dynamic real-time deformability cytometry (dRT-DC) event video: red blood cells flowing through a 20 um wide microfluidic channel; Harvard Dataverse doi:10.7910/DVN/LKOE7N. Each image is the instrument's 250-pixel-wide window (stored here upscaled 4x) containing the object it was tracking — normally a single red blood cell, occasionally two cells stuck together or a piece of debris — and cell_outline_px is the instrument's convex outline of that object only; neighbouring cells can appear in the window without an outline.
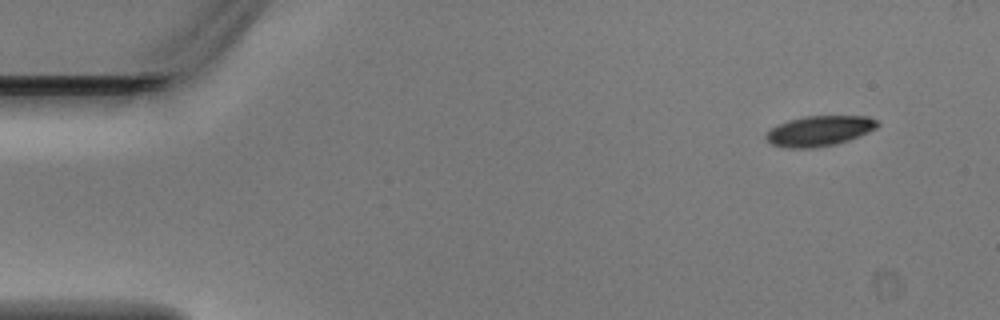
{"species": "Egyptian fruit bat (a non-hibernating species)", "species_latin": "Rousettus aegyptiacus", "temperature_condition": "warm", "stored_images_in_passage": 5, "camera_frame_rate_fps": 3000, "um_per_image_px": 0.085, "animal": {"sex": "male"}, "frame": {"image": 1, "passage_image": 1, "time_ms": 0.0, "image_size_px": [1000, 320], "cell_outline_px": [[880, 124], [876, 128], [868, 132], [848, 140], [836, 144], [816, 148], [788, 148], [772, 144], [764, 136], [776, 124], [788, 120], [804, 116], [868, 116], [876, 120]], "centroid_in_image_um": [69.64, 11.12], "position_along_channel_um": 15.4, "area_um2": 19.65}}